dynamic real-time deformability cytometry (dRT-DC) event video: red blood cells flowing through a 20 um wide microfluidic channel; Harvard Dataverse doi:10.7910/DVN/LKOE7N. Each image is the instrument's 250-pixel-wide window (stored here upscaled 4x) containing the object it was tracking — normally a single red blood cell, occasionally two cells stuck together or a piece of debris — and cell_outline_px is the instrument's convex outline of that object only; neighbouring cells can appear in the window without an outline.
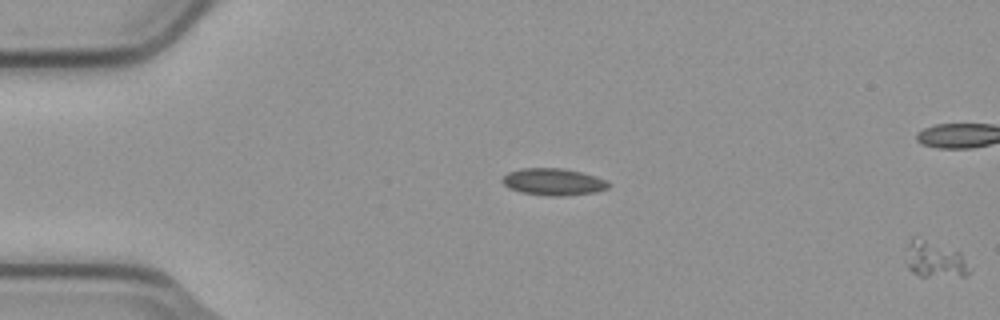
{"species": "common noctule bat (a hibernating species)", "species_latin": "Nyctalus noctula", "temperature_condition": "cold", "stored_images_in_passage": 12, "segment_of_instrument_passage": [2, 2], "camera_frame_rate_fps": 3000, "um_per_image_px": 0.085, "animal": {"sex": "male", "body_mass_g": 23.1, "forearm_length_mm": 52.7}, "frame": {"image": 1, "passage_image": 12, "time_ms": 3.667, "image_size_px": [1000, 320], "cell_outline_px": [[972, 268], [968, 276], [920, 276], [908, 268], [904, 248], [908, 240], [924, 240], [960, 252]], "centroid_in_image_um": [79.48, 22.09], "position_along_channel_um": 5.5, "area_um2": 13.29}}